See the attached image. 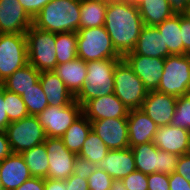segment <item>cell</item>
I'll list each match as a JSON object with an SVG mask.
<instances>
[{"instance_id":"6da1fadb","label":"cell","mask_w":190,"mask_h":190,"mask_svg":"<svg viewBox=\"0 0 190 190\" xmlns=\"http://www.w3.org/2000/svg\"><path fill=\"white\" fill-rule=\"evenodd\" d=\"M143 26L138 7L126 0H108L104 27L122 57L134 50Z\"/></svg>"},{"instance_id":"7a4b0ae2","label":"cell","mask_w":190,"mask_h":190,"mask_svg":"<svg viewBox=\"0 0 190 190\" xmlns=\"http://www.w3.org/2000/svg\"><path fill=\"white\" fill-rule=\"evenodd\" d=\"M81 0H52L34 17L32 24L54 33L80 29Z\"/></svg>"},{"instance_id":"3957f363","label":"cell","mask_w":190,"mask_h":190,"mask_svg":"<svg viewBox=\"0 0 190 190\" xmlns=\"http://www.w3.org/2000/svg\"><path fill=\"white\" fill-rule=\"evenodd\" d=\"M120 59L86 62L87 76L75 100L83 106L87 101L114 93V69Z\"/></svg>"},{"instance_id":"277c9868","label":"cell","mask_w":190,"mask_h":190,"mask_svg":"<svg viewBox=\"0 0 190 190\" xmlns=\"http://www.w3.org/2000/svg\"><path fill=\"white\" fill-rule=\"evenodd\" d=\"M77 58L85 62L122 59L116 51L104 26L84 28L77 31Z\"/></svg>"},{"instance_id":"5b68a950","label":"cell","mask_w":190,"mask_h":190,"mask_svg":"<svg viewBox=\"0 0 190 190\" xmlns=\"http://www.w3.org/2000/svg\"><path fill=\"white\" fill-rule=\"evenodd\" d=\"M28 63L39 72L54 71L56 60V33L39 29L33 24L25 33Z\"/></svg>"},{"instance_id":"8992f818","label":"cell","mask_w":190,"mask_h":190,"mask_svg":"<svg viewBox=\"0 0 190 190\" xmlns=\"http://www.w3.org/2000/svg\"><path fill=\"white\" fill-rule=\"evenodd\" d=\"M114 94L129 109H141L148 90L122 58L114 69Z\"/></svg>"},{"instance_id":"52a82bcc","label":"cell","mask_w":190,"mask_h":190,"mask_svg":"<svg viewBox=\"0 0 190 190\" xmlns=\"http://www.w3.org/2000/svg\"><path fill=\"white\" fill-rule=\"evenodd\" d=\"M158 92L175 97L190 94V61L186 54L165 58Z\"/></svg>"},{"instance_id":"ba28073f","label":"cell","mask_w":190,"mask_h":190,"mask_svg":"<svg viewBox=\"0 0 190 190\" xmlns=\"http://www.w3.org/2000/svg\"><path fill=\"white\" fill-rule=\"evenodd\" d=\"M137 171L150 175L155 172L172 174L177 169L179 156L159 150L153 142L140 144L131 148Z\"/></svg>"},{"instance_id":"9c48e42d","label":"cell","mask_w":190,"mask_h":190,"mask_svg":"<svg viewBox=\"0 0 190 190\" xmlns=\"http://www.w3.org/2000/svg\"><path fill=\"white\" fill-rule=\"evenodd\" d=\"M5 132L12 153L19 154L44 143L47 137L38 117L33 115L11 122Z\"/></svg>"},{"instance_id":"30bf717a","label":"cell","mask_w":190,"mask_h":190,"mask_svg":"<svg viewBox=\"0 0 190 190\" xmlns=\"http://www.w3.org/2000/svg\"><path fill=\"white\" fill-rule=\"evenodd\" d=\"M27 64L26 35L0 33V86L7 77Z\"/></svg>"},{"instance_id":"8fae6325","label":"cell","mask_w":190,"mask_h":190,"mask_svg":"<svg viewBox=\"0 0 190 190\" xmlns=\"http://www.w3.org/2000/svg\"><path fill=\"white\" fill-rule=\"evenodd\" d=\"M82 115V106L74 100L66 106L48 105L37 115L47 137L61 138Z\"/></svg>"},{"instance_id":"7c38bea8","label":"cell","mask_w":190,"mask_h":190,"mask_svg":"<svg viewBox=\"0 0 190 190\" xmlns=\"http://www.w3.org/2000/svg\"><path fill=\"white\" fill-rule=\"evenodd\" d=\"M44 144L49 158L47 178L66 180L73 174L77 154L69 151L61 138L46 137Z\"/></svg>"},{"instance_id":"4fadbf2b","label":"cell","mask_w":190,"mask_h":190,"mask_svg":"<svg viewBox=\"0 0 190 190\" xmlns=\"http://www.w3.org/2000/svg\"><path fill=\"white\" fill-rule=\"evenodd\" d=\"M92 131L109 150L126 149L129 146L127 118H108L91 121Z\"/></svg>"},{"instance_id":"5bb4252c","label":"cell","mask_w":190,"mask_h":190,"mask_svg":"<svg viewBox=\"0 0 190 190\" xmlns=\"http://www.w3.org/2000/svg\"><path fill=\"white\" fill-rule=\"evenodd\" d=\"M122 58L142 80L148 92L157 90L163 74L165 59L143 55H124Z\"/></svg>"},{"instance_id":"9a60e30c","label":"cell","mask_w":190,"mask_h":190,"mask_svg":"<svg viewBox=\"0 0 190 190\" xmlns=\"http://www.w3.org/2000/svg\"><path fill=\"white\" fill-rule=\"evenodd\" d=\"M129 109L114 94L97 97L82 106V114L90 121L127 118Z\"/></svg>"},{"instance_id":"2e32d148","label":"cell","mask_w":190,"mask_h":190,"mask_svg":"<svg viewBox=\"0 0 190 190\" xmlns=\"http://www.w3.org/2000/svg\"><path fill=\"white\" fill-rule=\"evenodd\" d=\"M177 97L161 93L158 91H149L141 110L147 114L150 119L158 126L170 125L176 107Z\"/></svg>"},{"instance_id":"e0dca14e","label":"cell","mask_w":190,"mask_h":190,"mask_svg":"<svg viewBox=\"0 0 190 190\" xmlns=\"http://www.w3.org/2000/svg\"><path fill=\"white\" fill-rule=\"evenodd\" d=\"M32 22L18 0H0V33L25 34Z\"/></svg>"},{"instance_id":"ac0fdd59","label":"cell","mask_w":190,"mask_h":190,"mask_svg":"<svg viewBox=\"0 0 190 190\" xmlns=\"http://www.w3.org/2000/svg\"><path fill=\"white\" fill-rule=\"evenodd\" d=\"M152 142L159 150L185 155L190 143V131L171 124L158 127Z\"/></svg>"},{"instance_id":"d6986e66","label":"cell","mask_w":190,"mask_h":190,"mask_svg":"<svg viewBox=\"0 0 190 190\" xmlns=\"http://www.w3.org/2000/svg\"><path fill=\"white\" fill-rule=\"evenodd\" d=\"M31 177L28 166L19 153H11L0 162V182L4 190H14Z\"/></svg>"},{"instance_id":"ffe728a7","label":"cell","mask_w":190,"mask_h":190,"mask_svg":"<svg viewBox=\"0 0 190 190\" xmlns=\"http://www.w3.org/2000/svg\"><path fill=\"white\" fill-rule=\"evenodd\" d=\"M127 124L130 148L152 142L158 128L141 109L129 110Z\"/></svg>"},{"instance_id":"44dd1931","label":"cell","mask_w":190,"mask_h":190,"mask_svg":"<svg viewBox=\"0 0 190 190\" xmlns=\"http://www.w3.org/2000/svg\"><path fill=\"white\" fill-rule=\"evenodd\" d=\"M113 179H123L136 171L134 154L130 147L109 150L106 157L97 165Z\"/></svg>"},{"instance_id":"7402d4cb","label":"cell","mask_w":190,"mask_h":190,"mask_svg":"<svg viewBox=\"0 0 190 190\" xmlns=\"http://www.w3.org/2000/svg\"><path fill=\"white\" fill-rule=\"evenodd\" d=\"M126 55H143L165 59L170 54L164 50L163 36L157 27L144 25L134 50Z\"/></svg>"},{"instance_id":"603a6c76","label":"cell","mask_w":190,"mask_h":190,"mask_svg":"<svg viewBox=\"0 0 190 190\" xmlns=\"http://www.w3.org/2000/svg\"><path fill=\"white\" fill-rule=\"evenodd\" d=\"M39 82L48 100V105L66 106L75 100V97L54 71L41 72Z\"/></svg>"},{"instance_id":"cb8c5ba5","label":"cell","mask_w":190,"mask_h":190,"mask_svg":"<svg viewBox=\"0 0 190 190\" xmlns=\"http://www.w3.org/2000/svg\"><path fill=\"white\" fill-rule=\"evenodd\" d=\"M54 72L75 97L83 87L87 76L86 62L80 58L56 66Z\"/></svg>"},{"instance_id":"d4e9b609","label":"cell","mask_w":190,"mask_h":190,"mask_svg":"<svg viewBox=\"0 0 190 190\" xmlns=\"http://www.w3.org/2000/svg\"><path fill=\"white\" fill-rule=\"evenodd\" d=\"M180 25L181 14H174L156 26L163 36L164 50H166L170 55H183V42Z\"/></svg>"},{"instance_id":"484cf974","label":"cell","mask_w":190,"mask_h":190,"mask_svg":"<svg viewBox=\"0 0 190 190\" xmlns=\"http://www.w3.org/2000/svg\"><path fill=\"white\" fill-rule=\"evenodd\" d=\"M40 74L41 72L28 63L7 77L3 81L2 87L10 92L22 95L39 81Z\"/></svg>"},{"instance_id":"4316f807","label":"cell","mask_w":190,"mask_h":190,"mask_svg":"<svg viewBox=\"0 0 190 190\" xmlns=\"http://www.w3.org/2000/svg\"><path fill=\"white\" fill-rule=\"evenodd\" d=\"M108 0H81L80 29L104 26Z\"/></svg>"},{"instance_id":"83f0119b","label":"cell","mask_w":190,"mask_h":190,"mask_svg":"<svg viewBox=\"0 0 190 190\" xmlns=\"http://www.w3.org/2000/svg\"><path fill=\"white\" fill-rule=\"evenodd\" d=\"M138 10L146 26H157L174 15L167 0H145Z\"/></svg>"},{"instance_id":"f1b7e54d","label":"cell","mask_w":190,"mask_h":190,"mask_svg":"<svg viewBox=\"0 0 190 190\" xmlns=\"http://www.w3.org/2000/svg\"><path fill=\"white\" fill-rule=\"evenodd\" d=\"M91 130V121L82 114L67 129L61 139L69 151L78 155Z\"/></svg>"},{"instance_id":"f546056e","label":"cell","mask_w":190,"mask_h":190,"mask_svg":"<svg viewBox=\"0 0 190 190\" xmlns=\"http://www.w3.org/2000/svg\"><path fill=\"white\" fill-rule=\"evenodd\" d=\"M32 177L47 178L49 158L45 144H39L21 153Z\"/></svg>"},{"instance_id":"4dcf8cb0","label":"cell","mask_w":190,"mask_h":190,"mask_svg":"<svg viewBox=\"0 0 190 190\" xmlns=\"http://www.w3.org/2000/svg\"><path fill=\"white\" fill-rule=\"evenodd\" d=\"M57 65L77 58V32L56 33Z\"/></svg>"},{"instance_id":"1f68e13d","label":"cell","mask_w":190,"mask_h":190,"mask_svg":"<svg viewBox=\"0 0 190 190\" xmlns=\"http://www.w3.org/2000/svg\"><path fill=\"white\" fill-rule=\"evenodd\" d=\"M108 151L109 148L105 143L91 130L77 156L98 165L106 157Z\"/></svg>"},{"instance_id":"d6a6232c","label":"cell","mask_w":190,"mask_h":190,"mask_svg":"<svg viewBox=\"0 0 190 190\" xmlns=\"http://www.w3.org/2000/svg\"><path fill=\"white\" fill-rule=\"evenodd\" d=\"M21 97L29 115L37 116L48 106V100L39 81L29 90L25 91Z\"/></svg>"},{"instance_id":"836d02e7","label":"cell","mask_w":190,"mask_h":190,"mask_svg":"<svg viewBox=\"0 0 190 190\" xmlns=\"http://www.w3.org/2000/svg\"><path fill=\"white\" fill-rule=\"evenodd\" d=\"M4 102L10 122L21 120L22 118L29 116L21 95L4 89Z\"/></svg>"},{"instance_id":"e575fe53","label":"cell","mask_w":190,"mask_h":190,"mask_svg":"<svg viewBox=\"0 0 190 190\" xmlns=\"http://www.w3.org/2000/svg\"><path fill=\"white\" fill-rule=\"evenodd\" d=\"M171 125L190 131V94L177 97Z\"/></svg>"},{"instance_id":"d590c367","label":"cell","mask_w":190,"mask_h":190,"mask_svg":"<svg viewBox=\"0 0 190 190\" xmlns=\"http://www.w3.org/2000/svg\"><path fill=\"white\" fill-rule=\"evenodd\" d=\"M113 178L104 170L95 168L94 173L87 179L89 190H110Z\"/></svg>"},{"instance_id":"8d00e7d4","label":"cell","mask_w":190,"mask_h":190,"mask_svg":"<svg viewBox=\"0 0 190 190\" xmlns=\"http://www.w3.org/2000/svg\"><path fill=\"white\" fill-rule=\"evenodd\" d=\"M127 190H148L147 175L140 171H134L122 179Z\"/></svg>"},{"instance_id":"74e56055","label":"cell","mask_w":190,"mask_h":190,"mask_svg":"<svg viewBox=\"0 0 190 190\" xmlns=\"http://www.w3.org/2000/svg\"><path fill=\"white\" fill-rule=\"evenodd\" d=\"M96 167L95 163L77 156L74 162L73 174L82 179H88L94 173Z\"/></svg>"},{"instance_id":"f35d334b","label":"cell","mask_w":190,"mask_h":190,"mask_svg":"<svg viewBox=\"0 0 190 190\" xmlns=\"http://www.w3.org/2000/svg\"><path fill=\"white\" fill-rule=\"evenodd\" d=\"M148 190H170L169 175L155 172L147 175Z\"/></svg>"},{"instance_id":"ab89813d","label":"cell","mask_w":190,"mask_h":190,"mask_svg":"<svg viewBox=\"0 0 190 190\" xmlns=\"http://www.w3.org/2000/svg\"><path fill=\"white\" fill-rule=\"evenodd\" d=\"M25 12L32 18L42 10L52 0H18Z\"/></svg>"},{"instance_id":"60d3db41","label":"cell","mask_w":190,"mask_h":190,"mask_svg":"<svg viewBox=\"0 0 190 190\" xmlns=\"http://www.w3.org/2000/svg\"><path fill=\"white\" fill-rule=\"evenodd\" d=\"M181 35L183 42V55L190 51V19L181 14Z\"/></svg>"},{"instance_id":"b9f144b4","label":"cell","mask_w":190,"mask_h":190,"mask_svg":"<svg viewBox=\"0 0 190 190\" xmlns=\"http://www.w3.org/2000/svg\"><path fill=\"white\" fill-rule=\"evenodd\" d=\"M169 184L170 190H190V182L176 172L169 175Z\"/></svg>"},{"instance_id":"7bdbcfd3","label":"cell","mask_w":190,"mask_h":190,"mask_svg":"<svg viewBox=\"0 0 190 190\" xmlns=\"http://www.w3.org/2000/svg\"><path fill=\"white\" fill-rule=\"evenodd\" d=\"M66 190H89L87 179L72 174L66 180Z\"/></svg>"},{"instance_id":"ee69618b","label":"cell","mask_w":190,"mask_h":190,"mask_svg":"<svg viewBox=\"0 0 190 190\" xmlns=\"http://www.w3.org/2000/svg\"><path fill=\"white\" fill-rule=\"evenodd\" d=\"M176 173L190 182V156L185 154L179 156Z\"/></svg>"},{"instance_id":"f6af8a7d","label":"cell","mask_w":190,"mask_h":190,"mask_svg":"<svg viewBox=\"0 0 190 190\" xmlns=\"http://www.w3.org/2000/svg\"><path fill=\"white\" fill-rule=\"evenodd\" d=\"M45 179L40 177H31L21 186L14 190H44Z\"/></svg>"},{"instance_id":"bcb514c9","label":"cell","mask_w":190,"mask_h":190,"mask_svg":"<svg viewBox=\"0 0 190 190\" xmlns=\"http://www.w3.org/2000/svg\"><path fill=\"white\" fill-rule=\"evenodd\" d=\"M10 123L4 102V88L0 86V130L5 131Z\"/></svg>"},{"instance_id":"7dc6e473","label":"cell","mask_w":190,"mask_h":190,"mask_svg":"<svg viewBox=\"0 0 190 190\" xmlns=\"http://www.w3.org/2000/svg\"><path fill=\"white\" fill-rule=\"evenodd\" d=\"M12 153L7 134L5 131L0 130V162Z\"/></svg>"},{"instance_id":"c3c4849f","label":"cell","mask_w":190,"mask_h":190,"mask_svg":"<svg viewBox=\"0 0 190 190\" xmlns=\"http://www.w3.org/2000/svg\"><path fill=\"white\" fill-rule=\"evenodd\" d=\"M174 14H185L190 0H167Z\"/></svg>"},{"instance_id":"681fc988","label":"cell","mask_w":190,"mask_h":190,"mask_svg":"<svg viewBox=\"0 0 190 190\" xmlns=\"http://www.w3.org/2000/svg\"><path fill=\"white\" fill-rule=\"evenodd\" d=\"M44 190H66V181L45 178Z\"/></svg>"},{"instance_id":"f907efd6","label":"cell","mask_w":190,"mask_h":190,"mask_svg":"<svg viewBox=\"0 0 190 190\" xmlns=\"http://www.w3.org/2000/svg\"><path fill=\"white\" fill-rule=\"evenodd\" d=\"M110 190H127L122 179H114Z\"/></svg>"},{"instance_id":"816d5d0a","label":"cell","mask_w":190,"mask_h":190,"mask_svg":"<svg viewBox=\"0 0 190 190\" xmlns=\"http://www.w3.org/2000/svg\"><path fill=\"white\" fill-rule=\"evenodd\" d=\"M126 1L135 7H139L145 0H126Z\"/></svg>"},{"instance_id":"f5cc1de1","label":"cell","mask_w":190,"mask_h":190,"mask_svg":"<svg viewBox=\"0 0 190 190\" xmlns=\"http://www.w3.org/2000/svg\"><path fill=\"white\" fill-rule=\"evenodd\" d=\"M184 15L190 19V5L188 6L187 11Z\"/></svg>"},{"instance_id":"db71d44e","label":"cell","mask_w":190,"mask_h":190,"mask_svg":"<svg viewBox=\"0 0 190 190\" xmlns=\"http://www.w3.org/2000/svg\"><path fill=\"white\" fill-rule=\"evenodd\" d=\"M186 154L190 156V143H189L188 150H187Z\"/></svg>"},{"instance_id":"11a10c76","label":"cell","mask_w":190,"mask_h":190,"mask_svg":"<svg viewBox=\"0 0 190 190\" xmlns=\"http://www.w3.org/2000/svg\"><path fill=\"white\" fill-rule=\"evenodd\" d=\"M186 56L188 57V59H189V61H190V51H188V52L186 53Z\"/></svg>"},{"instance_id":"9f6ffc18","label":"cell","mask_w":190,"mask_h":190,"mask_svg":"<svg viewBox=\"0 0 190 190\" xmlns=\"http://www.w3.org/2000/svg\"><path fill=\"white\" fill-rule=\"evenodd\" d=\"M0 190H4L1 182H0Z\"/></svg>"}]
</instances>
